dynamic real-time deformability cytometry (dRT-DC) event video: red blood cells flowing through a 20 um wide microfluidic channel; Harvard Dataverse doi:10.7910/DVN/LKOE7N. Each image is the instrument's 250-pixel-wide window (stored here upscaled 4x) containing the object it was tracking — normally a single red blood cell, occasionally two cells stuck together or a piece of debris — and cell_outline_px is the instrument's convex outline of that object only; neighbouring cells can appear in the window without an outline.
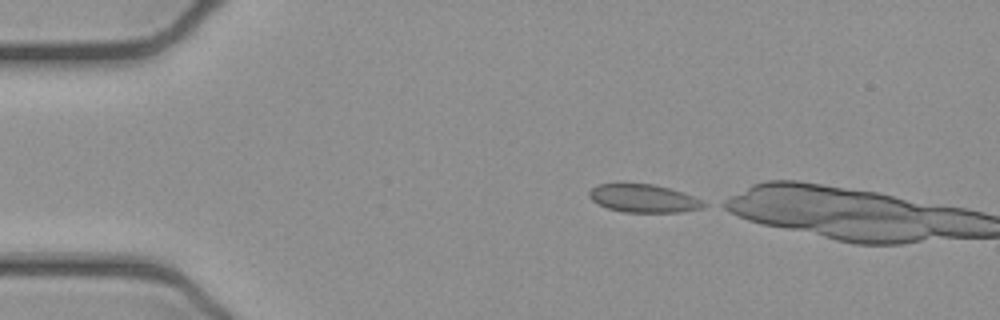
{"species": "common noctule bat (a hibernating species)", "species_latin": "Nyctalus noctula", "temperature_condition": "cold", "stored_images_in_passage": 7, "camera_frame_rate_fps": 3000, "um_per_image_px": 0.085, "animal": {"sex": "female", "body_mass_g": 21.9}, "frame": {"image": 1, "passage_image": 1, "time_ms": 0.0, "image_size_px": [1000, 320], "cell_outline_px": [[708, 204], [704, 208], [680, 212], [624, 212], [608, 208], [592, 200], [588, 196], [588, 192], [592, 188], [600, 184], [652, 184], [668, 188], [692, 196]], "centroid_in_image_um": [54.71, 16.87], "position_along_channel_um": 30.3, "area_um2": 18.44}}